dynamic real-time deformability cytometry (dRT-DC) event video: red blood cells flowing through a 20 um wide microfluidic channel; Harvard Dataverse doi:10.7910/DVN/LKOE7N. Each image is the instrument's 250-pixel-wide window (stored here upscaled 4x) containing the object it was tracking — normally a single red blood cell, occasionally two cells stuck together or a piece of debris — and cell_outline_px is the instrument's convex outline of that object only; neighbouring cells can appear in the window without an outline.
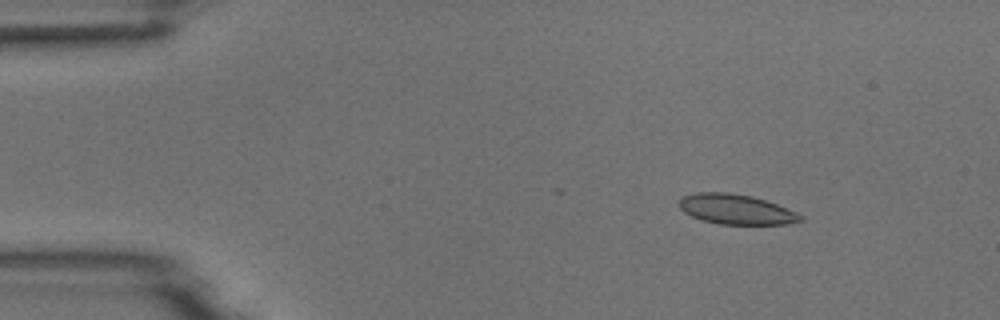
{"species": "common noctule bat (a hibernating species)", "species_latin": "Nyctalus noctula", "temperature_condition": "room temperature", "stored_images_in_passage": 6, "camera_frame_rate_fps": 3000, "um_per_image_px": 0.085, "animal": {"sex": "male", "body_mass_g": 18.8}, "frame": {"image": 1, "passage_image": 2, "time_ms": 1.333, "image_size_px": [1000, 320], "cell_outline_px": [[804, 220], [788, 224], [720, 224], [704, 220], [692, 216], [684, 212], [680, 208], [680, 200], [684, 196], [696, 192], [728, 192], [752, 196], [776, 204], [796, 212], [804, 216]], "centroid_in_image_um": [62.59, 17.79], "position_along_channel_um": 22.4, "area_um2": 21.04}}
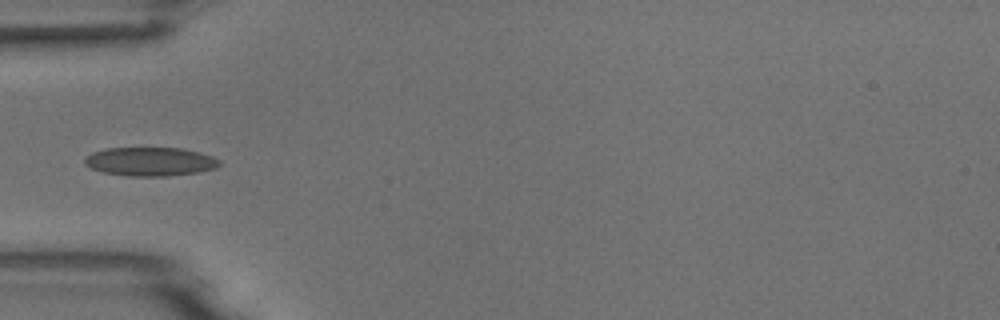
{"frame": {"image": 2, "passage_image": 5, "time_ms": 4.667, "image_size_px": [1000, 320], "cell_outline_px": [[220, 164], [216, 168], [196, 172], [168, 176], [128, 176], [104, 172], [92, 168], [84, 164], [84, 160], [92, 152], [108, 148], [184, 148], [200, 152], [212, 156], [220, 160]], "centroid_in_image_um": [12.79, 13.73], "position_along_channel_um": 72.2, "area_um2": 22.48}}